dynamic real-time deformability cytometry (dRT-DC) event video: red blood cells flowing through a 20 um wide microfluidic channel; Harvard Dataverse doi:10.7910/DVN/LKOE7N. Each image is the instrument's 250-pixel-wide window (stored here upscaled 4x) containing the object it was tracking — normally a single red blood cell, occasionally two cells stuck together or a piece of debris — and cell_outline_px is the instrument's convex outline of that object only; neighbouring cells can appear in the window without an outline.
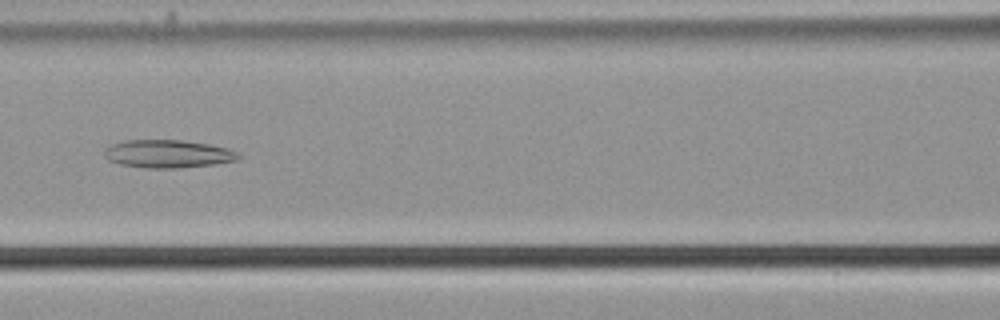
{"species": "common noctule bat (a hibernating species)", "species_latin": "Nyctalus noctula", "temperature_condition": "cold", "stored_images_in_passage": 53, "camera_frame_rate_fps": 3000, "um_per_image_px": 0.085, "animal": {"sex": "male", "body_mass_g": 21.5, "forearm_length_mm": 52.0}, "frame": {"image": 1, "passage_image": 23, "time_ms": 7.333, "image_size_px": [1000, 320], "cell_outline_px": [[244, 156], [236, 160], [212, 164], [180, 168], [148, 168], [120, 164], [108, 160], [104, 156], [104, 152], [112, 144], [124, 140], [180, 140], [208, 144], [228, 148], [240, 152]], "centroid_in_image_um": [14.31, 13.07], "position_along_channel_um": 152.3, "area_um2": 21.85}}
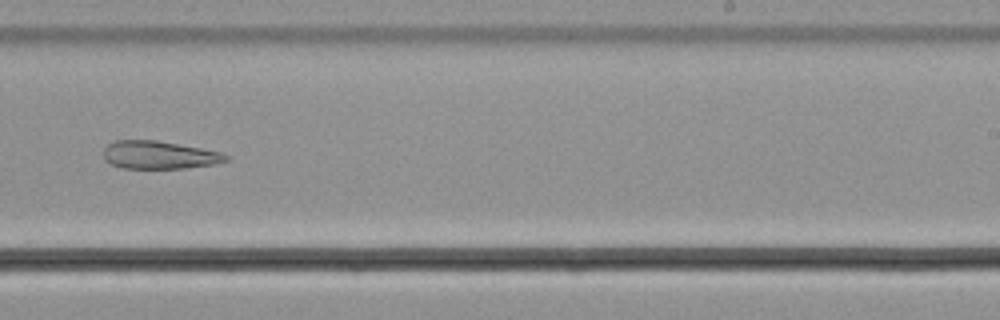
{"frame": {"image": 2, "passage_image": 33, "time_ms": 10.667, "image_size_px": [1000, 320], "cell_outline_px": [[228, 160], [216, 164], [184, 168], [124, 168], [112, 164], [104, 160], [104, 148], [108, 144], [116, 140], [156, 140], [200, 148], [220, 152], [228, 156]], "centroid_in_image_um": [13.52, 13.17], "position_along_channel_um": 275.5, "area_um2": 19.77}}
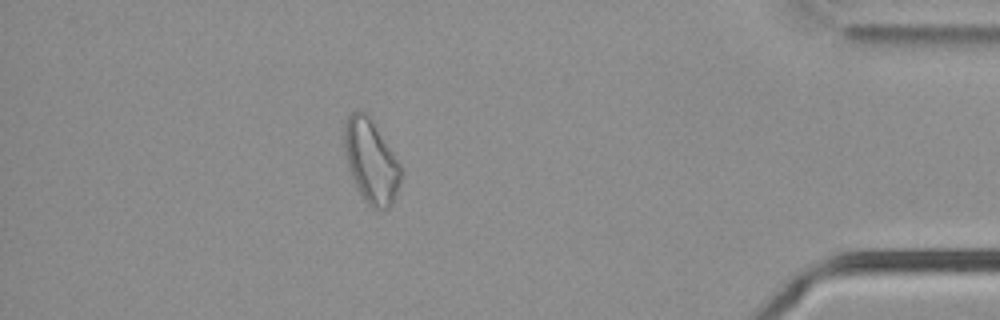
{"frame": {"image": 3, "passage_image": 47, "time_ms": 15.333, "image_size_px": [1000, 320], "cell_outline_px": [[404, 168], [400, 184], [396, 196], [392, 204], [388, 208], [372, 208], [364, 200], [356, 188], [348, 164], [344, 144], [344, 120], [356, 108], [364, 112], [368, 116]], "centroid_in_image_um": [31.56, 13.72], "position_along_channel_um": 403.6, "area_um2": 27.51}}